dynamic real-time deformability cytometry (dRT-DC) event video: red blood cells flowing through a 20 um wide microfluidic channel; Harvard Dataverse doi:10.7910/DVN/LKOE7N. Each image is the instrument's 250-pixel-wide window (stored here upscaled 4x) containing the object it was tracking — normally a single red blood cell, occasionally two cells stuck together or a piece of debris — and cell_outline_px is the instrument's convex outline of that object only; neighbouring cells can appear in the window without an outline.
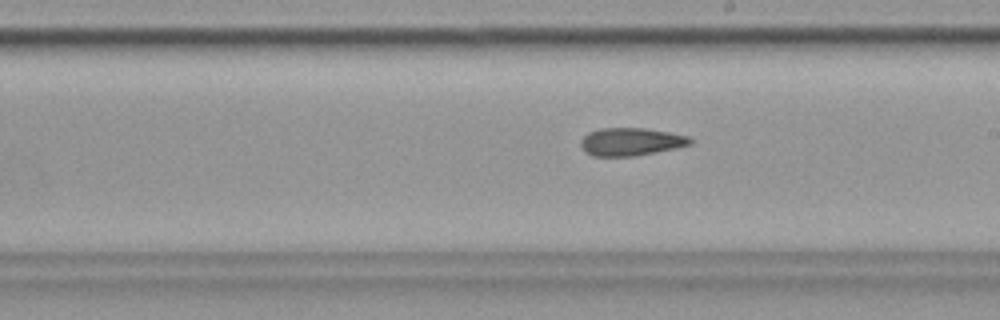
{"species": "common noctule bat (a hibernating species)", "species_latin": "Nyctalus noctula", "temperature_condition": "cold", "stored_images_in_passage": 56, "camera_frame_rate_fps": 3000, "um_per_image_px": 0.085, "animal": {"sex": "female", "body_mass_g": 19.9}, "frame": {"image": 1, "passage_image": 32, "time_ms": 10.333, "image_size_px": [1000, 320], "cell_outline_px": [[692, 144], [676, 148], [632, 156], [592, 156], [584, 152], [580, 144], [580, 140], [588, 132], [600, 128], [644, 128], [668, 132], [688, 136], [692, 140]], "centroid_in_image_um": [53.58, 12.04], "position_along_channel_um": 235.4, "area_um2": 17.74}, "authors_computed_cell_mechanics": {"area_um2": 18.1781, "velocity_mm_per_s": 3.5382, "shape_relaxation_time_tau1_ms": null, "shape_relaxation_time_tau2_ms": 4.6805, "deformation_change_tau1": null, "deformation_change_tau2": 0.1206}}